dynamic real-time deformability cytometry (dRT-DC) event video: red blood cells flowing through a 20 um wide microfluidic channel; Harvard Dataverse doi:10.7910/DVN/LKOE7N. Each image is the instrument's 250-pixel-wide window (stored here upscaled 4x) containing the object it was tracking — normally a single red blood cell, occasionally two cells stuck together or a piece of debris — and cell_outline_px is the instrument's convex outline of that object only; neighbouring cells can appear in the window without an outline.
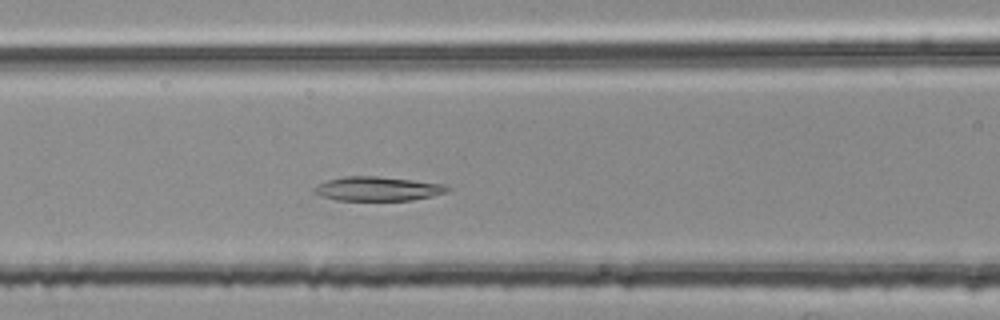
{"species": "common noctule bat (a hibernating species)", "species_latin": "Nyctalus noctula", "temperature_condition": "room temperature", "stored_images_in_passage": 45, "camera_frame_rate_fps": 3000, "um_per_image_px": 0.085, "animal": {"sex": "female", "body_mass_g": 25.1}, "frame": {"image": 1, "passage_image": 17, "time_ms": 5.333, "image_size_px": [1000, 320], "cell_outline_px": [[448, 188], [444, 192], [432, 196], [412, 200], [336, 200], [320, 196], [312, 192], [312, 188], [328, 180], [344, 176], [376, 176], [412, 180], [444, 184]], "centroid_in_image_um": [32.03, 16.04], "position_along_channel_um": 134.6, "area_um2": 18.55}}
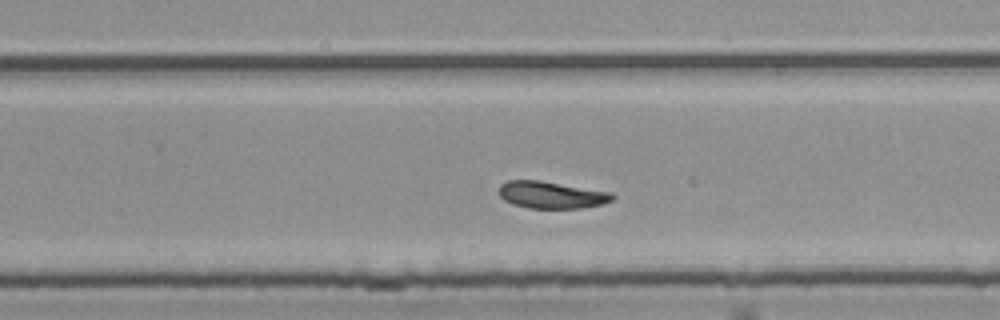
{"frame": {"image": 2, "passage_image": 29, "time_ms": 9.333, "image_size_px": [1000, 320], "cell_outline_px": [[616, 196], [612, 200], [604, 204], [580, 208], [528, 208], [512, 204], [504, 200], [500, 196], [500, 184], [508, 180], [540, 180], [612, 192]], "centroid_in_image_um": [46.89, 16.56], "position_along_channel_um": 282.9, "area_um2": 17.98}}
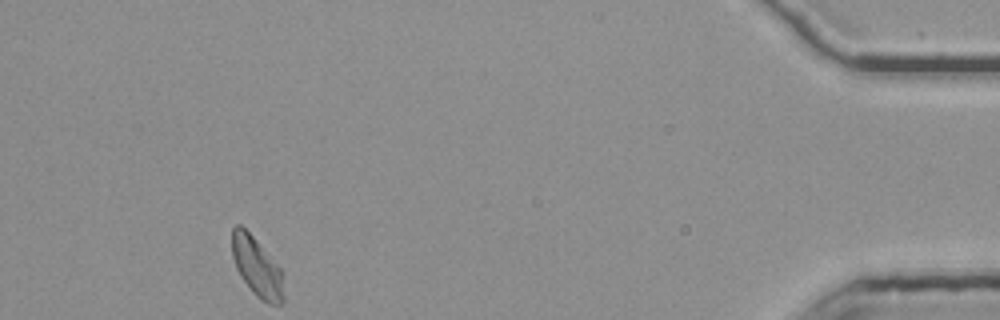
{"frame": {"image": 3, "passage_image": 45, "time_ms": 14.667, "image_size_px": [1000, 320], "cell_outline_px": [[284, 300], [280, 304], [268, 304], [260, 300], [252, 292], [240, 276], [236, 268], [232, 256], [232, 228], [236, 224], [240, 224], [252, 236], [280, 268], [284, 296]], "centroid_in_image_um": [21.81, 22.72], "position_along_channel_um": 413.4, "area_um2": 17.63}}